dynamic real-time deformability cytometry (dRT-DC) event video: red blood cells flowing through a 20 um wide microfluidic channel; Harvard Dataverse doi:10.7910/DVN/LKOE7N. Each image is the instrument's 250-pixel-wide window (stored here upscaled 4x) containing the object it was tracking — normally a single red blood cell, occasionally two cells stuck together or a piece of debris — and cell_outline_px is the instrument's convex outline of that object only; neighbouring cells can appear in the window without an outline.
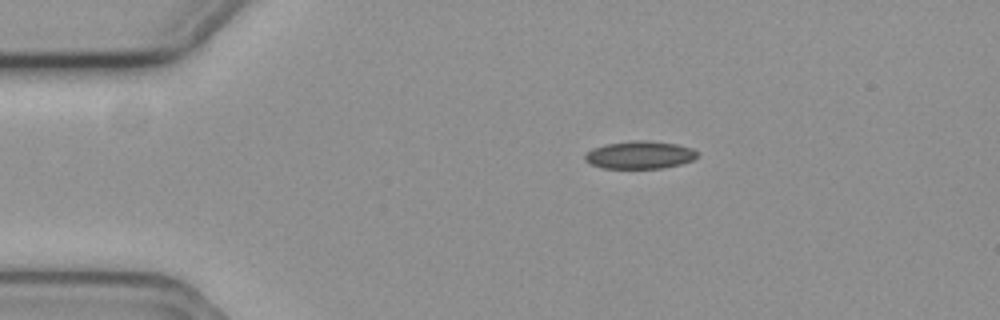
{"species": "common noctule bat (a hibernating species)", "species_latin": "Nyctalus noctula", "temperature_condition": "cold", "stored_images_in_passage": 4, "camera_frame_rate_fps": 3000, "um_per_image_px": 0.085, "animal": {"sex": "female", "body_mass_g": 19.3, "forearm_length_mm": 54.1}, "frame": {"image": 1, "passage_image": 1, "time_ms": 0.0, "image_size_px": [1000, 320], "cell_outline_px": [[700, 156], [692, 160], [680, 164], [660, 168], [604, 168], [592, 164], [584, 160], [584, 156], [592, 148], [604, 144], [632, 140], [648, 140], [676, 144], [692, 148]], "centroid_in_image_um": [54.37, 13.15], "position_along_channel_um": 30.6, "area_um2": 18.15}}
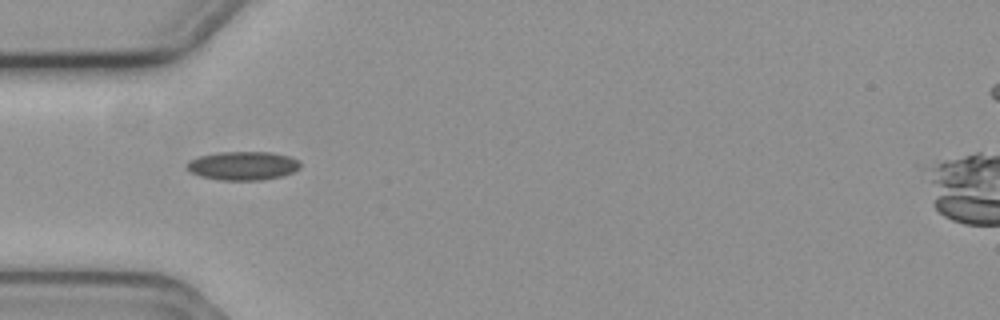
{"frame": {"image": 2, "passage_image": 3, "time_ms": 0.667, "image_size_px": [1000, 320], "cell_outline_px": [[300, 168], [292, 172], [280, 176], [260, 180], [220, 180], [200, 176], [184, 168], [184, 164], [188, 160], [200, 156], [220, 152], [272, 152], [288, 156], [300, 160]], "centroid_in_image_um": [20.61, 14.08], "position_along_channel_um": 64.4, "area_um2": 19.02}}
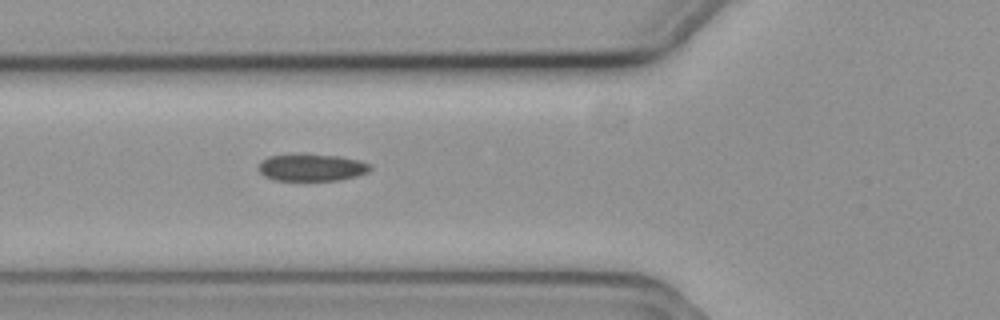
{"frame": {"image": 3, "passage_image": 4, "time_ms": 1.0, "image_size_px": [1000, 320], "cell_outline_px": [[372, 168], [368, 172], [356, 176], [340, 180], [272, 180], [264, 176], [260, 172], [260, 164], [268, 156], [340, 156], [360, 160], [368, 164]], "centroid_in_image_um": [26.54, 14.27], "position_along_channel_um": 99.3, "area_um2": 16.94}}